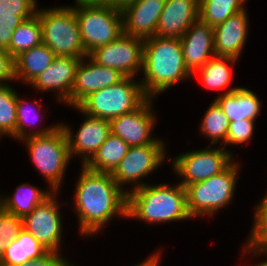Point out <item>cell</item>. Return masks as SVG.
I'll return each mask as SVG.
<instances>
[{
	"instance_id": "cell-1",
	"label": "cell",
	"mask_w": 267,
	"mask_h": 266,
	"mask_svg": "<svg viewBox=\"0 0 267 266\" xmlns=\"http://www.w3.org/2000/svg\"><path fill=\"white\" fill-rule=\"evenodd\" d=\"M80 167L72 206L78 216V233L83 239L84 236L91 238L102 233L104 226L114 218L127 219V193L118 186L110 173Z\"/></svg>"
},
{
	"instance_id": "cell-2",
	"label": "cell",
	"mask_w": 267,
	"mask_h": 266,
	"mask_svg": "<svg viewBox=\"0 0 267 266\" xmlns=\"http://www.w3.org/2000/svg\"><path fill=\"white\" fill-rule=\"evenodd\" d=\"M143 78H139L148 98L156 99L176 84L190 80L180 38L153 36L144 40Z\"/></svg>"
},
{
	"instance_id": "cell-3",
	"label": "cell",
	"mask_w": 267,
	"mask_h": 266,
	"mask_svg": "<svg viewBox=\"0 0 267 266\" xmlns=\"http://www.w3.org/2000/svg\"><path fill=\"white\" fill-rule=\"evenodd\" d=\"M127 218L160 225L192 219L187 211L186 189L177 184L148 183L127 193Z\"/></svg>"
},
{
	"instance_id": "cell-4",
	"label": "cell",
	"mask_w": 267,
	"mask_h": 266,
	"mask_svg": "<svg viewBox=\"0 0 267 266\" xmlns=\"http://www.w3.org/2000/svg\"><path fill=\"white\" fill-rule=\"evenodd\" d=\"M74 1L72 8L75 10L87 56L124 33L123 15L119 5L103 1Z\"/></svg>"
},
{
	"instance_id": "cell-5",
	"label": "cell",
	"mask_w": 267,
	"mask_h": 266,
	"mask_svg": "<svg viewBox=\"0 0 267 266\" xmlns=\"http://www.w3.org/2000/svg\"><path fill=\"white\" fill-rule=\"evenodd\" d=\"M240 167L236 159L221 173L192 183L186 189L187 211L193 220L208 218L226 208L235 198Z\"/></svg>"
},
{
	"instance_id": "cell-6",
	"label": "cell",
	"mask_w": 267,
	"mask_h": 266,
	"mask_svg": "<svg viewBox=\"0 0 267 266\" xmlns=\"http://www.w3.org/2000/svg\"><path fill=\"white\" fill-rule=\"evenodd\" d=\"M20 142L25 144L30 161L48 184L47 187L60 192L71 161L65 130L60 126L48 135L28 137Z\"/></svg>"
},
{
	"instance_id": "cell-7",
	"label": "cell",
	"mask_w": 267,
	"mask_h": 266,
	"mask_svg": "<svg viewBox=\"0 0 267 266\" xmlns=\"http://www.w3.org/2000/svg\"><path fill=\"white\" fill-rule=\"evenodd\" d=\"M42 27V41L56 56L83 59L87 56L72 5L37 9Z\"/></svg>"
},
{
	"instance_id": "cell-8",
	"label": "cell",
	"mask_w": 267,
	"mask_h": 266,
	"mask_svg": "<svg viewBox=\"0 0 267 266\" xmlns=\"http://www.w3.org/2000/svg\"><path fill=\"white\" fill-rule=\"evenodd\" d=\"M147 99L140 81L124 77L117 84L89 94L76 107L90 117L111 120L135 111Z\"/></svg>"
},
{
	"instance_id": "cell-9",
	"label": "cell",
	"mask_w": 267,
	"mask_h": 266,
	"mask_svg": "<svg viewBox=\"0 0 267 266\" xmlns=\"http://www.w3.org/2000/svg\"><path fill=\"white\" fill-rule=\"evenodd\" d=\"M233 154V150L230 152L223 146L208 145L204 149L191 150L174 158L170 157L169 163L172 165V171L181 179L178 183L186 188L192 183L207 180L223 172L235 160Z\"/></svg>"
},
{
	"instance_id": "cell-10",
	"label": "cell",
	"mask_w": 267,
	"mask_h": 266,
	"mask_svg": "<svg viewBox=\"0 0 267 266\" xmlns=\"http://www.w3.org/2000/svg\"><path fill=\"white\" fill-rule=\"evenodd\" d=\"M167 146L169 145L148 144L129 147L127 154L111 174L114 181L126 193L148 184L142 179L149 177L169 160ZM129 184L132 186L131 189L130 187L124 188L130 186Z\"/></svg>"
},
{
	"instance_id": "cell-11",
	"label": "cell",
	"mask_w": 267,
	"mask_h": 266,
	"mask_svg": "<svg viewBox=\"0 0 267 266\" xmlns=\"http://www.w3.org/2000/svg\"><path fill=\"white\" fill-rule=\"evenodd\" d=\"M59 193L53 192L30 214L24 216L22 226L40 242L44 249L61 253L64 223L60 213V207L63 205L59 203Z\"/></svg>"
},
{
	"instance_id": "cell-12",
	"label": "cell",
	"mask_w": 267,
	"mask_h": 266,
	"mask_svg": "<svg viewBox=\"0 0 267 266\" xmlns=\"http://www.w3.org/2000/svg\"><path fill=\"white\" fill-rule=\"evenodd\" d=\"M89 56L99 65L118 70L124 77L136 78L143 68L144 40L123 33L115 41L96 48Z\"/></svg>"
},
{
	"instance_id": "cell-13",
	"label": "cell",
	"mask_w": 267,
	"mask_h": 266,
	"mask_svg": "<svg viewBox=\"0 0 267 266\" xmlns=\"http://www.w3.org/2000/svg\"><path fill=\"white\" fill-rule=\"evenodd\" d=\"M154 101V98H148L135 111L111 119V133L120 137L130 147L167 144L163 138L160 139L153 134L154 128L157 126Z\"/></svg>"
},
{
	"instance_id": "cell-14",
	"label": "cell",
	"mask_w": 267,
	"mask_h": 266,
	"mask_svg": "<svg viewBox=\"0 0 267 266\" xmlns=\"http://www.w3.org/2000/svg\"><path fill=\"white\" fill-rule=\"evenodd\" d=\"M72 109L79 111L84 116V120L75 130L66 123L61 122V127L65 130L68 146L72 157H80L81 166H84L97 152L101 144L106 140L107 136L111 133L110 120L90 117L82 113L77 107Z\"/></svg>"
},
{
	"instance_id": "cell-15",
	"label": "cell",
	"mask_w": 267,
	"mask_h": 266,
	"mask_svg": "<svg viewBox=\"0 0 267 266\" xmlns=\"http://www.w3.org/2000/svg\"><path fill=\"white\" fill-rule=\"evenodd\" d=\"M124 76L116 69L97 64L89 55L81 59L74 85L69 97V106L76 107L89 94L117 84Z\"/></svg>"
},
{
	"instance_id": "cell-16",
	"label": "cell",
	"mask_w": 267,
	"mask_h": 266,
	"mask_svg": "<svg viewBox=\"0 0 267 266\" xmlns=\"http://www.w3.org/2000/svg\"><path fill=\"white\" fill-rule=\"evenodd\" d=\"M81 59L56 56L53 62L35 78L29 86L36 92H53L60 103L69 106V97L74 85L75 72Z\"/></svg>"
},
{
	"instance_id": "cell-17",
	"label": "cell",
	"mask_w": 267,
	"mask_h": 266,
	"mask_svg": "<svg viewBox=\"0 0 267 266\" xmlns=\"http://www.w3.org/2000/svg\"><path fill=\"white\" fill-rule=\"evenodd\" d=\"M166 0H129L120 7L124 34L143 40L156 35L159 18Z\"/></svg>"
},
{
	"instance_id": "cell-18",
	"label": "cell",
	"mask_w": 267,
	"mask_h": 266,
	"mask_svg": "<svg viewBox=\"0 0 267 266\" xmlns=\"http://www.w3.org/2000/svg\"><path fill=\"white\" fill-rule=\"evenodd\" d=\"M247 8L230 16L226 21L213 27L214 53L216 56L241 57L249 38V14Z\"/></svg>"
},
{
	"instance_id": "cell-19",
	"label": "cell",
	"mask_w": 267,
	"mask_h": 266,
	"mask_svg": "<svg viewBox=\"0 0 267 266\" xmlns=\"http://www.w3.org/2000/svg\"><path fill=\"white\" fill-rule=\"evenodd\" d=\"M186 68L191 74L215 56L213 27L197 19L180 38Z\"/></svg>"
},
{
	"instance_id": "cell-20",
	"label": "cell",
	"mask_w": 267,
	"mask_h": 266,
	"mask_svg": "<svg viewBox=\"0 0 267 266\" xmlns=\"http://www.w3.org/2000/svg\"><path fill=\"white\" fill-rule=\"evenodd\" d=\"M199 0H166L156 36L181 38L199 19Z\"/></svg>"
},
{
	"instance_id": "cell-21",
	"label": "cell",
	"mask_w": 267,
	"mask_h": 266,
	"mask_svg": "<svg viewBox=\"0 0 267 266\" xmlns=\"http://www.w3.org/2000/svg\"><path fill=\"white\" fill-rule=\"evenodd\" d=\"M222 92L214 101L227 116L229 122L240 121L244 119L256 121L261 114L262 104L255 92L243 87H231Z\"/></svg>"
},
{
	"instance_id": "cell-22",
	"label": "cell",
	"mask_w": 267,
	"mask_h": 266,
	"mask_svg": "<svg viewBox=\"0 0 267 266\" xmlns=\"http://www.w3.org/2000/svg\"><path fill=\"white\" fill-rule=\"evenodd\" d=\"M54 191L34 186L31 183H22L10 195L0 194L1 209L5 212L23 218L34 208L47 199Z\"/></svg>"
},
{
	"instance_id": "cell-23",
	"label": "cell",
	"mask_w": 267,
	"mask_h": 266,
	"mask_svg": "<svg viewBox=\"0 0 267 266\" xmlns=\"http://www.w3.org/2000/svg\"><path fill=\"white\" fill-rule=\"evenodd\" d=\"M56 55L44 43L21 52L14 58L15 83L17 81L29 85L55 59Z\"/></svg>"
},
{
	"instance_id": "cell-24",
	"label": "cell",
	"mask_w": 267,
	"mask_h": 266,
	"mask_svg": "<svg viewBox=\"0 0 267 266\" xmlns=\"http://www.w3.org/2000/svg\"><path fill=\"white\" fill-rule=\"evenodd\" d=\"M27 99H24V96L21 97L20 94L17 96V123H16V141H21L25 138L32 137V136H43L48 135L52 132H54L57 128L61 126V123H54L50 126L46 125L43 128L34 129L32 125H37L36 122H38V118L44 119L45 115L40 114L43 109V104L41 102H38L39 98L37 100L32 101H26ZM35 101V102H34ZM39 104H37V103ZM36 104L33 106L32 104ZM30 104V106L28 105ZM43 116V118L41 117ZM38 120V121H37ZM36 123V124H35ZM34 130H33V129Z\"/></svg>"
},
{
	"instance_id": "cell-25",
	"label": "cell",
	"mask_w": 267,
	"mask_h": 266,
	"mask_svg": "<svg viewBox=\"0 0 267 266\" xmlns=\"http://www.w3.org/2000/svg\"><path fill=\"white\" fill-rule=\"evenodd\" d=\"M47 252L40 242L28 231L21 229L18 236L8 243L0 260V266L25 265L30 260Z\"/></svg>"
},
{
	"instance_id": "cell-26",
	"label": "cell",
	"mask_w": 267,
	"mask_h": 266,
	"mask_svg": "<svg viewBox=\"0 0 267 266\" xmlns=\"http://www.w3.org/2000/svg\"><path fill=\"white\" fill-rule=\"evenodd\" d=\"M129 147L120 137L110 133L84 166L94 172L112 174L127 154Z\"/></svg>"
},
{
	"instance_id": "cell-27",
	"label": "cell",
	"mask_w": 267,
	"mask_h": 266,
	"mask_svg": "<svg viewBox=\"0 0 267 266\" xmlns=\"http://www.w3.org/2000/svg\"><path fill=\"white\" fill-rule=\"evenodd\" d=\"M237 59L232 57L214 56L207 61L192 76H199L202 86L208 91L225 90L232 82V67L237 64Z\"/></svg>"
},
{
	"instance_id": "cell-28",
	"label": "cell",
	"mask_w": 267,
	"mask_h": 266,
	"mask_svg": "<svg viewBox=\"0 0 267 266\" xmlns=\"http://www.w3.org/2000/svg\"><path fill=\"white\" fill-rule=\"evenodd\" d=\"M199 125V134L208 138L210 144L215 146H223L227 149V133L229 128V120L227 116L223 113L219 105L213 100L209 104L206 112L203 115V118Z\"/></svg>"
},
{
	"instance_id": "cell-29",
	"label": "cell",
	"mask_w": 267,
	"mask_h": 266,
	"mask_svg": "<svg viewBox=\"0 0 267 266\" xmlns=\"http://www.w3.org/2000/svg\"><path fill=\"white\" fill-rule=\"evenodd\" d=\"M43 43L42 27L38 14L24 20L12 33L9 48L6 50L13 58L21 52Z\"/></svg>"
},
{
	"instance_id": "cell-30",
	"label": "cell",
	"mask_w": 267,
	"mask_h": 266,
	"mask_svg": "<svg viewBox=\"0 0 267 266\" xmlns=\"http://www.w3.org/2000/svg\"><path fill=\"white\" fill-rule=\"evenodd\" d=\"M248 0H199V18L211 27L247 8Z\"/></svg>"
},
{
	"instance_id": "cell-31",
	"label": "cell",
	"mask_w": 267,
	"mask_h": 266,
	"mask_svg": "<svg viewBox=\"0 0 267 266\" xmlns=\"http://www.w3.org/2000/svg\"><path fill=\"white\" fill-rule=\"evenodd\" d=\"M17 90L10 84H0V137L16 140Z\"/></svg>"
},
{
	"instance_id": "cell-32",
	"label": "cell",
	"mask_w": 267,
	"mask_h": 266,
	"mask_svg": "<svg viewBox=\"0 0 267 266\" xmlns=\"http://www.w3.org/2000/svg\"><path fill=\"white\" fill-rule=\"evenodd\" d=\"M254 206L253 224L244 245L267 250V193Z\"/></svg>"
},
{
	"instance_id": "cell-33",
	"label": "cell",
	"mask_w": 267,
	"mask_h": 266,
	"mask_svg": "<svg viewBox=\"0 0 267 266\" xmlns=\"http://www.w3.org/2000/svg\"><path fill=\"white\" fill-rule=\"evenodd\" d=\"M22 228L21 217L5 212L0 208V260L8 243L18 236Z\"/></svg>"
},
{
	"instance_id": "cell-34",
	"label": "cell",
	"mask_w": 267,
	"mask_h": 266,
	"mask_svg": "<svg viewBox=\"0 0 267 266\" xmlns=\"http://www.w3.org/2000/svg\"><path fill=\"white\" fill-rule=\"evenodd\" d=\"M255 127L256 121L248 119L229 122L227 133V147L231 145H247V143L252 139L254 130L256 129Z\"/></svg>"
},
{
	"instance_id": "cell-35",
	"label": "cell",
	"mask_w": 267,
	"mask_h": 266,
	"mask_svg": "<svg viewBox=\"0 0 267 266\" xmlns=\"http://www.w3.org/2000/svg\"><path fill=\"white\" fill-rule=\"evenodd\" d=\"M38 5L37 0H0V15L26 20L37 14Z\"/></svg>"
},
{
	"instance_id": "cell-36",
	"label": "cell",
	"mask_w": 267,
	"mask_h": 266,
	"mask_svg": "<svg viewBox=\"0 0 267 266\" xmlns=\"http://www.w3.org/2000/svg\"><path fill=\"white\" fill-rule=\"evenodd\" d=\"M23 21L20 16L0 15V49L7 50L9 48L13 31Z\"/></svg>"
},
{
	"instance_id": "cell-37",
	"label": "cell",
	"mask_w": 267,
	"mask_h": 266,
	"mask_svg": "<svg viewBox=\"0 0 267 266\" xmlns=\"http://www.w3.org/2000/svg\"><path fill=\"white\" fill-rule=\"evenodd\" d=\"M62 253L47 251L39 258H35L30 260L25 265L20 266H74L75 262H71L70 259L65 258V256H61Z\"/></svg>"
},
{
	"instance_id": "cell-38",
	"label": "cell",
	"mask_w": 267,
	"mask_h": 266,
	"mask_svg": "<svg viewBox=\"0 0 267 266\" xmlns=\"http://www.w3.org/2000/svg\"><path fill=\"white\" fill-rule=\"evenodd\" d=\"M15 82L14 58L4 49H0V84Z\"/></svg>"
},
{
	"instance_id": "cell-39",
	"label": "cell",
	"mask_w": 267,
	"mask_h": 266,
	"mask_svg": "<svg viewBox=\"0 0 267 266\" xmlns=\"http://www.w3.org/2000/svg\"><path fill=\"white\" fill-rule=\"evenodd\" d=\"M243 250H241V252H243L241 255L242 256H246V254L250 255V257H259V256H265V259H261L258 261H256L255 265H251V266H267V250H260L254 247H250V246H246L243 244ZM263 260V261H262Z\"/></svg>"
},
{
	"instance_id": "cell-40",
	"label": "cell",
	"mask_w": 267,
	"mask_h": 266,
	"mask_svg": "<svg viewBox=\"0 0 267 266\" xmlns=\"http://www.w3.org/2000/svg\"><path fill=\"white\" fill-rule=\"evenodd\" d=\"M162 250L154 251L151 255L144 259L143 261L135 264L134 266H160L161 261H163L162 257Z\"/></svg>"
},
{
	"instance_id": "cell-41",
	"label": "cell",
	"mask_w": 267,
	"mask_h": 266,
	"mask_svg": "<svg viewBox=\"0 0 267 266\" xmlns=\"http://www.w3.org/2000/svg\"><path fill=\"white\" fill-rule=\"evenodd\" d=\"M90 1H103V2H109V3L121 6L123 3L129 0H90Z\"/></svg>"
}]
</instances>
